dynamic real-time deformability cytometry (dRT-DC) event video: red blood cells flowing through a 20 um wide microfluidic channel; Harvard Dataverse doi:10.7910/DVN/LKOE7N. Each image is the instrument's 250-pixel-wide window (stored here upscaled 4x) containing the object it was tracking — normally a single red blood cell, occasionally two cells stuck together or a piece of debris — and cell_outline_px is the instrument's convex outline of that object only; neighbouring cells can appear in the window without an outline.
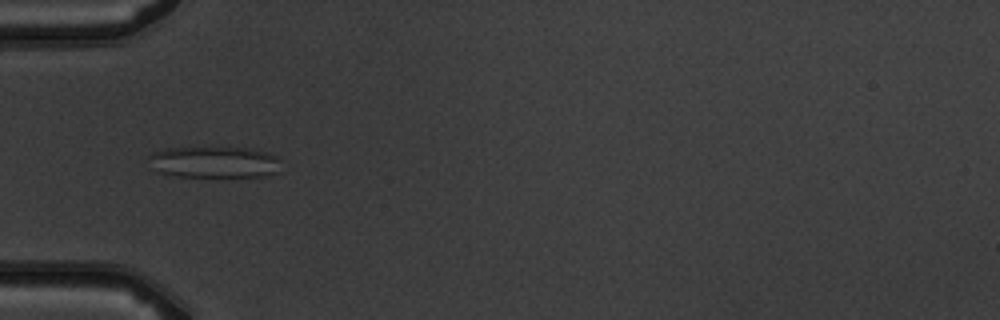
{"species": "common noctule bat (a hibernating species)", "species_latin": "Nyctalus noctula", "temperature_condition": "warm", "stored_images_in_passage": 8, "camera_frame_rate_fps": 3000, "um_per_image_px": 0.085, "animal": {"sex": "male", "body_mass_g": 19.5, "forearm_length_mm": 54.6}, "frame": {"image": 1, "passage_image": 5, "time_ms": 4.667, "image_size_px": [1000, 320], "cell_outline_px": [[280, 160], [276, 172], [264, 176], [176, 176], [160, 172], [152, 168], [148, 156], [152, 152], [164, 148], [248, 148], [264, 152], [276, 156]], "centroid_in_image_um": [18.16, 13.77], "position_along_channel_um": 66.8, "area_um2": 23.87}}
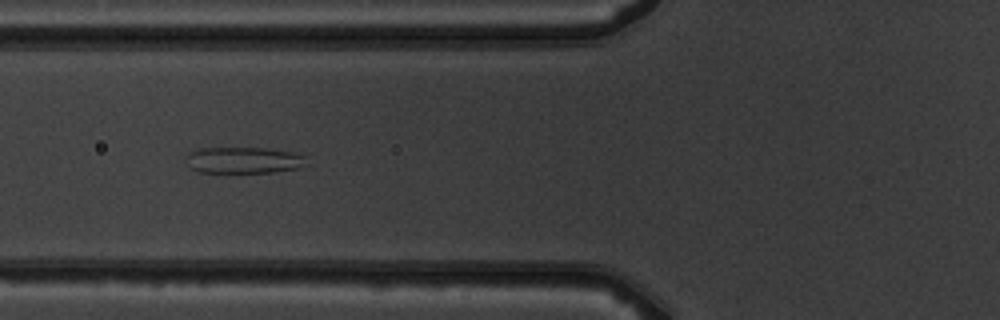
{"frame": {"image": 2, "passage_image": 6, "time_ms": 5.667, "image_size_px": [1000, 320], "cell_outline_px": [[304, 164], [300, 168], [272, 172], [200, 172], [192, 168], [184, 156], [188, 152], [200, 148], [268, 148], [292, 152], [304, 156]], "centroid_in_image_um": [20.68, 13.6], "position_along_channel_um": 105.1, "area_um2": 18.32}}
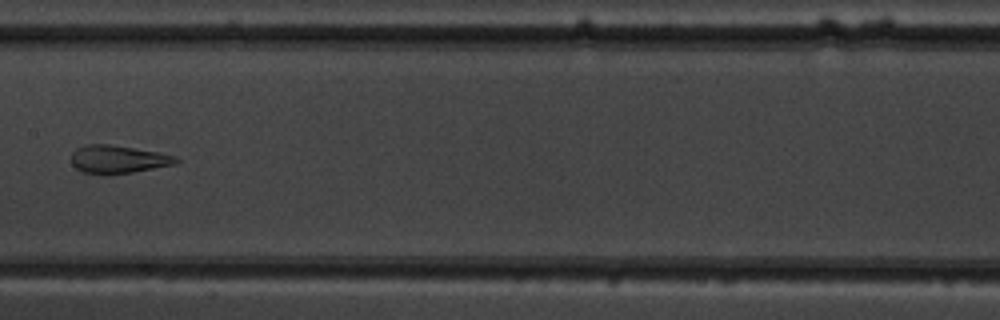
{"frame": {"image": 3, "passage_image": 8, "time_ms": 8.0, "image_size_px": [1000, 320], "cell_outline_px": [[180, 160], [176, 164], [132, 172], [108, 176], [84, 172], [76, 168], [72, 164], [72, 152], [76, 148], [88, 144], [112, 144], [160, 152], [176, 156]], "centroid_in_image_um": [10.04, 13.54], "position_along_channel_um": 197.4, "area_um2": 17.4}}